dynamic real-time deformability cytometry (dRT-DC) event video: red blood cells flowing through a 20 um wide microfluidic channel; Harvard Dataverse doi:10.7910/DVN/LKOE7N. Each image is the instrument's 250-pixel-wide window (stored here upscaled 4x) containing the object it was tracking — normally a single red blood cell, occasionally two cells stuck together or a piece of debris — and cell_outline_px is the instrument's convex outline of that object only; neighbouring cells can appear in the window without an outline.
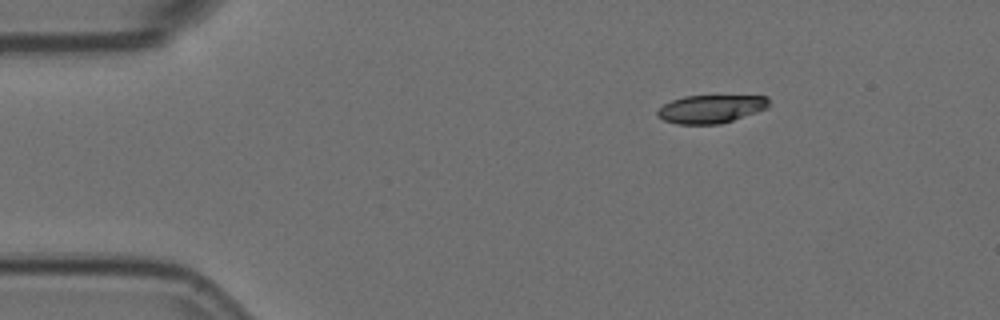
{"species": "Egyptian fruit bat (a non-hibernating species)", "species_latin": "Rousettus aegyptiacus", "temperature_condition": "room temperature", "stored_images_in_passage": 11, "camera_frame_rate_fps": 3000, "um_per_image_px": 0.085, "animal": {"sex": "female"}, "frame": {"image": 1, "passage_image": 1, "time_ms": 0.0, "image_size_px": [1000, 320], "cell_outline_px": [[768, 108], [720, 124], [676, 124], [664, 120], [656, 116], [656, 112], [664, 104], [672, 100], [684, 96], [768, 96]], "centroid_in_image_um": [60.39, 9.26], "position_along_channel_um": 24.6, "area_um2": 18.15}}
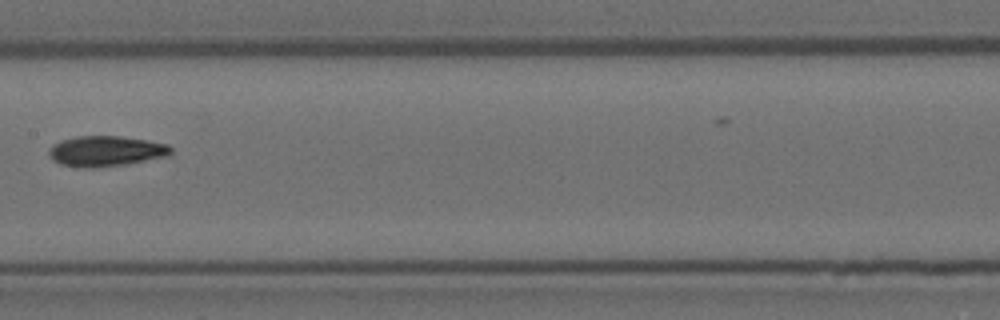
{"frame": {"image": 2, "passage_image": 6, "time_ms": 1.667, "image_size_px": [1000, 320], "cell_outline_px": [[172, 152], [160, 156], [144, 160], [124, 164], [96, 168], [84, 168], [60, 164], [52, 160], [48, 156], [48, 152], [52, 144], [60, 140], [76, 136], [120, 136], [168, 144], [172, 148]], "centroid_in_image_um": [8.89, 12.84], "position_along_channel_um": 198.5, "area_um2": 21.44}}
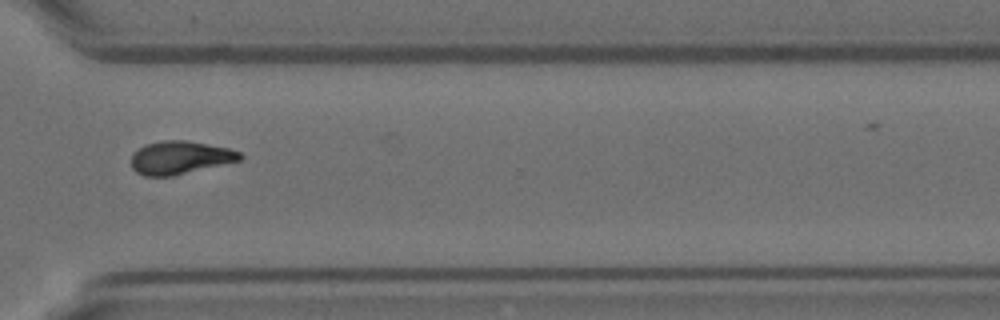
{"frame": {"image": 3, "passage_image": 10, "time_ms": 3.0, "image_size_px": [1000, 320], "cell_outline_px": [[244, 156], [240, 160], [172, 176], [144, 176], [136, 172], [132, 168], [132, 156], [144, 144], [164, 140], [184, 140], [228, 148], [240, 152]], "centroid_in_image_um": [15.29, 13.4], "position_along_channel_um": 355.3, "area_um2": 20.69}}